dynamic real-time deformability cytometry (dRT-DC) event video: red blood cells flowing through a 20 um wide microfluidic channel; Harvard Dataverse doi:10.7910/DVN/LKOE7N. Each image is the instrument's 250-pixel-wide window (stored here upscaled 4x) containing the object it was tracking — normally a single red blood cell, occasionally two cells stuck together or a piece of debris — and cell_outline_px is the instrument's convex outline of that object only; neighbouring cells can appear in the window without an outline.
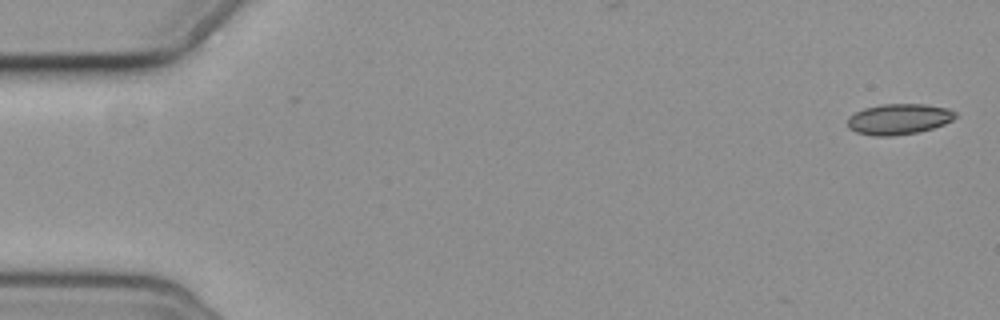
{"species": "common noctule bat (a hibernating species)", "species_latin": "Nyctalus noctula", "temperature_condition": "cold", "stored_images_in_passage": 4, "camera_frame_rate_fps": 3000, "um_per_image_px": 0.085, "animal": {"sex": "female", "body_mass_g": 19.3, "forearm_length_mm": 54.1}, "frame": {"image": 1, "passage_image": 1, "time_ms": 0.0, "image_size_px": [1000, 320], "cell_outline_px": [[956, 116], [952, 120], [944, 124], [932, 128], [916, 132], [892, 136], [872, 136], [856, 132], [848, 128], [848, 116], [864, 108], [880, 104], [924, 104], [948, 108], [956, 112]], "centroid_in_image_um": [76.38, 10.12], "position_along_channel_um": 8.6, "area_um2": 19.31}}
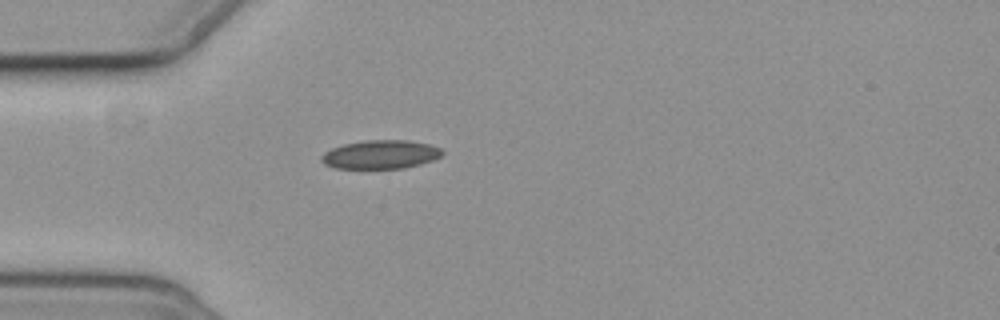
{"frame": {"image": 2, "passage_image": 4, "time_ms": 5.0, "image_size_px": [1000, 320], "cell_outline_px": [[444, 152], [440, 156], [432, 160], [420, 164], [404, 168], [336, 168], [324, 164], [320, 160], [320, 156], [324, 152], [332, 148], [344, 144], [364, 140], [408, 140], [428, 144], [440, 148]], "centroid_in_image_um": [32.32, 13.13], "position_along_channel_um": 52.7, "area_um2": 20.11}}